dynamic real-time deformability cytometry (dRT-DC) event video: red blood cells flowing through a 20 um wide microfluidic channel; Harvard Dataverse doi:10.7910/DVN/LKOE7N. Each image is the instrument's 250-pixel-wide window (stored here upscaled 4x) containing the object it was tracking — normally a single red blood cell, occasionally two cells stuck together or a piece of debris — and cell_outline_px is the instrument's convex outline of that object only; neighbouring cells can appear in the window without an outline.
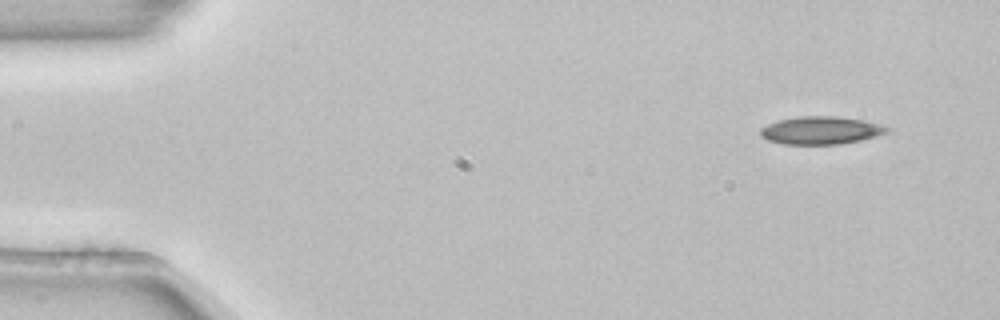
{"species": "common noctule bat (a hibernating species)", "species_latin": "Nyctalus noctula", "temperature_condition": "room temperature", "stored_images_in_passage": 3, "camera_frame_rate_fps": 3000, "um_per_image_px": 0.085, "animal": {"sex": "female", "body_mass_g": 22.7, "forearm_length_mm": 54.2}, "frame": {"image": 1, "passage_image": 1, "time_ms": 0.0, "image_size_px": [1000, 320], "cell_outline_px": [[892, 128], [888, 132], [876, 136], [860, 140], [840, 144], [784, 144], [768, 140], [760, 136], [760, 128], [768, 124], [780, 120], [800, 116], [836, 116], [860, 120], [880, 124]], "centroid_in_image_um": [69.78, 11.08], "position_along_channel_um": 15.2, "area_um2": 20.4}}
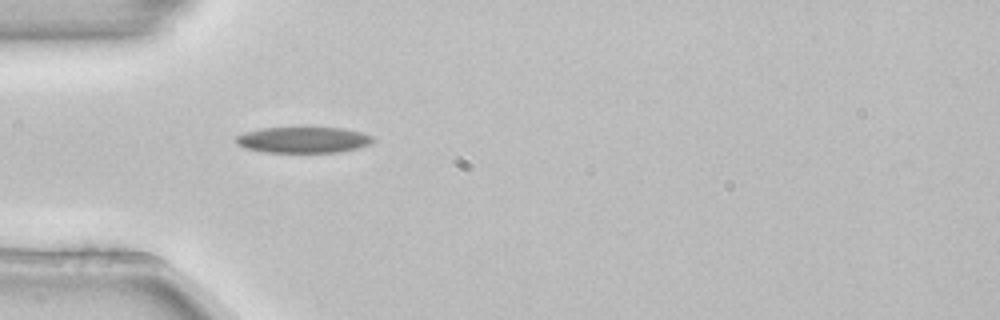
{"frame": {"image": 2, "passage_image": 3, "time_ms": 0.667, "image_size_px": [1000, 320], "cell_outline_px": [[376, 140], [372, 144], [340, 152], [264, 152], [244, 148], [236, 144], [236, 136], [244, 132], [264, 128], [300, 124], [344, 128], [360, 132], [372, 136]], "centroid_in_image_um": [25.78, 11.83], "position_along_channel_um": 59.2, "area_um2": 21.91}}